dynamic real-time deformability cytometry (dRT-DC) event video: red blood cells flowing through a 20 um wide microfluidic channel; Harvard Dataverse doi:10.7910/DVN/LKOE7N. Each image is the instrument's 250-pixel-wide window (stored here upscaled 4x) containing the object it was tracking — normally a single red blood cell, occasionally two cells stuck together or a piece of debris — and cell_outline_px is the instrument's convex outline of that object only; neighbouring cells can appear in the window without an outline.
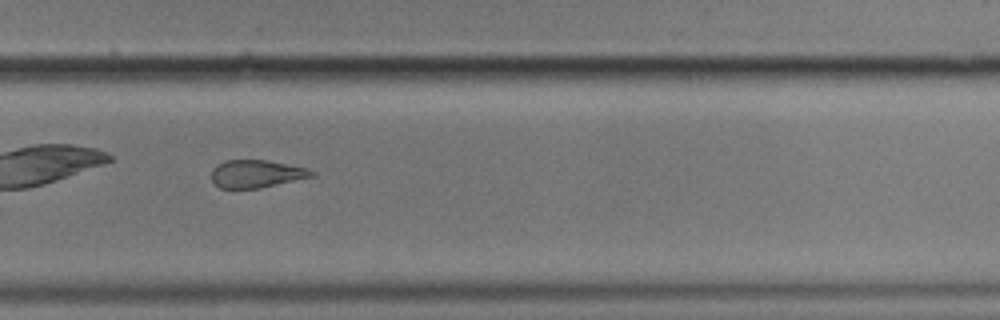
{"species": "common noctule bat (a hibernating species)", "species_latin": "Nyctalus noctula", "temperature_condition": "cold", "stored_images_in_passage": 40, "camera_frame_rate_fps": 3000, "um_per_image_px": 0.085, "animal": {"sex": "male", "body_mass_g": 17.9}, "frame": {"image": 1, "passage_image": 23, "time_ms": 7.333, "image_size_px": [1000, 320], "cell_outline_px": [[316, 176], [260, 188], [220, 188], [212, 180], [212, 168], [224, 160], [268, 160], [308, 168], [316, 172]], "centroid_in_image_um": [21.83, 14.77], "position_along_channel_um": 308.0, "area_um2": 16.3}, "authors_computed_cell_mechanics": {"area_um2": 18.0625, "velocity_mm_per_s": 3.5228, "shape_relaxation_time_tau1_ms": null, "shape_relaxation_time_tau2_ms": 3.6001, "deformation_change_tau1": null, "deformation_change_tau2": 0.1192}}